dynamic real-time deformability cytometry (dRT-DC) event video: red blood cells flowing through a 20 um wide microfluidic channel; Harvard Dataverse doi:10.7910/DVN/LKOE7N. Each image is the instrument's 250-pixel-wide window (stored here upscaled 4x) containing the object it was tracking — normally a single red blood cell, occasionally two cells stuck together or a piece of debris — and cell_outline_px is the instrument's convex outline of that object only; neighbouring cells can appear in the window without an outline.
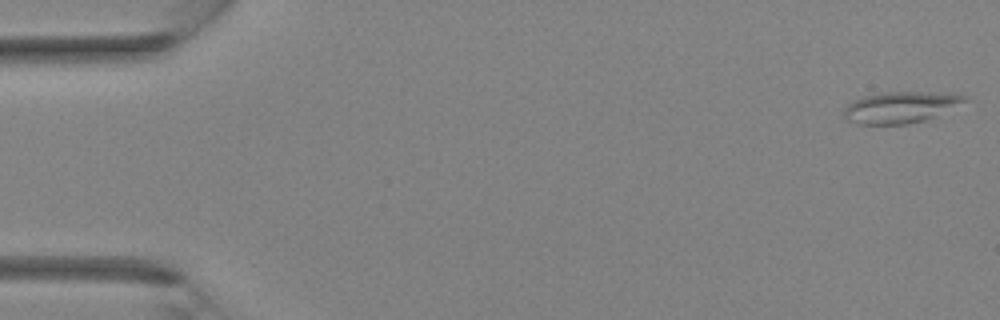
{"species": "Egyptian fruit bat (a non-hibernating species)", "species_latin": "Rousettus aegyptiacus", "temperature_condition": "room temperature", "stored_images_in_passage": 35, "camera_frame_rate_fps": 3000, "um_per_image_px": 0.085, "animal": {"sex": "female"}, "frame": {"image": 1, "passage_image": 1, "time_ms": 0.0, "image_size_px": [1000, 320], "cell_outline_px": [[968, 100], [924, 120], [908, 124], [856, 124], [848, 120], [844, 116], [844, 108], [848, 104], [864, 96], [880, 92], [928, 92], [964, 96]], "centroid_in_image_um": [76.45, 9.12], "position_along_channel_um": 8.6, "area_um2": 21.44}}
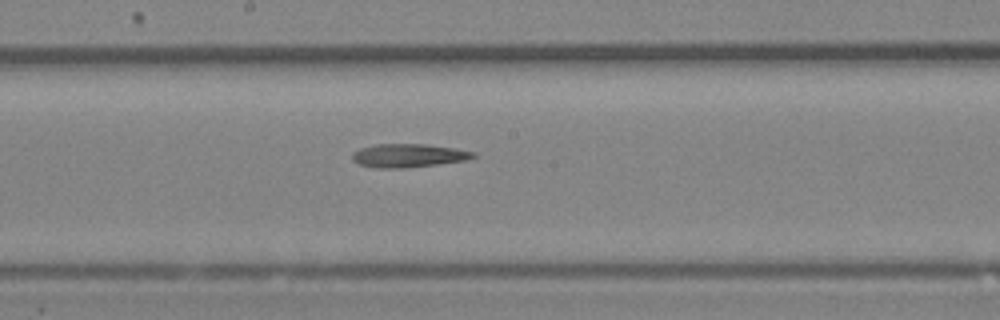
{"frame": {"image": 2, "passage_image": 19, "time_ms": 6.0, "image_size_px": [1000, 320], "cell_outline_px": [[476, 156], [464, 160], [436, 164], [404, 168], [372, 168], [360, 164], [352, 160], [352, 152], [360, 148], [376, 144], [424, 144], [452, 148], [476, 152]], "centroid_in_image_um": [34.65, 13.22], "position_along_channel_um": 213.5, "area_um2": 16.42}}
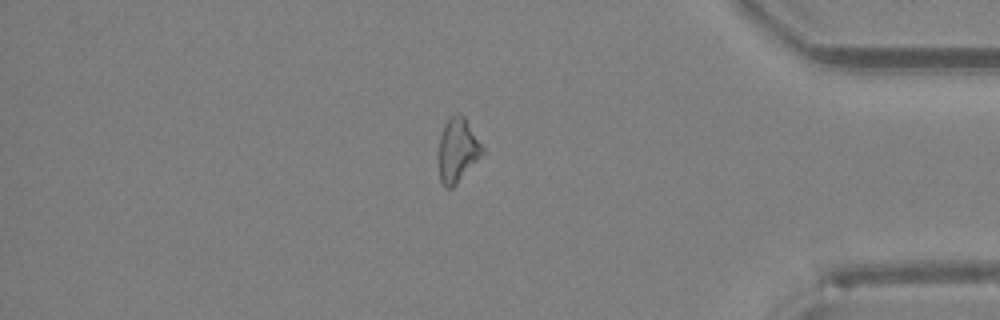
{"frame": {"image": 3, "passage_image": 30, "time_ms": 9.667, "image_size_px": [1000, 320], "cell_outline_px": [[484, 152], [456, 184], [452, 188], [444, 188], [440, 180], [440, 136], [444, 124], [456, 112], [464, 116], [484, 148]], "centroid_in_image_um": [38.9, 12.75], "position_along_channel_um": 396.3, "area_um2": 15.9}}